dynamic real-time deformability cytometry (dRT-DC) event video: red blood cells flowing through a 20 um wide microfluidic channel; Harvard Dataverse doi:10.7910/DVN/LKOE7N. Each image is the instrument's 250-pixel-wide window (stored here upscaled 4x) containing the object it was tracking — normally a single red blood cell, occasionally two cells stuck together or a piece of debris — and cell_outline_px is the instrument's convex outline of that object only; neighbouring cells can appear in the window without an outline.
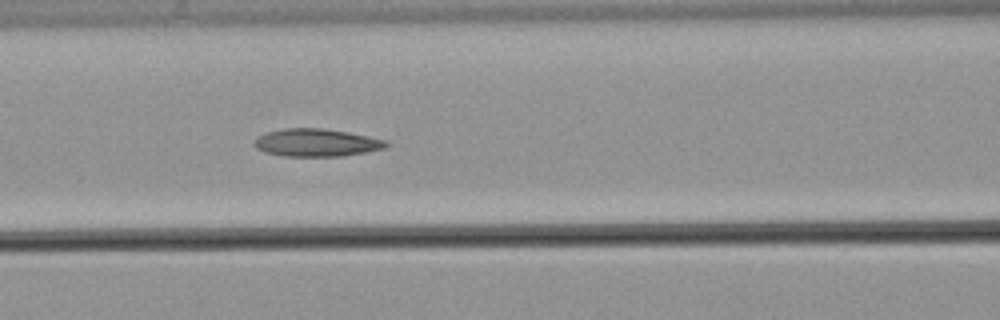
{"species": "common noctule bat (a hibernating species)", "species_latin": "Nyctalus noctula", "temperature_condition": "warm", "stored_images_in_passage": 61, "camera_frame_rate_fps": 3000, "um_per_image_px": 0.085, "animal": {"sex": "male", "body_mass_g": 21.5, "forearm_length_mm": 52.0}, "frame": {"image": 1, "passage_image": 27, "time_ms": 8.667, "image_size_px": [1000, 320], "cell_outline_px": [[388, 144], [384, 148], [344, 156], [284, 156], [264, 152], [256, 148], [252, 144], [256, 136], [268, 132], [284, 128], [324, 128], [348, 132], [368, 136], [384, 140]], "centroid_in_image_um": [26.83, 12.12], "position_along_channel_um": 139.8, "area_um2": 21.27}}